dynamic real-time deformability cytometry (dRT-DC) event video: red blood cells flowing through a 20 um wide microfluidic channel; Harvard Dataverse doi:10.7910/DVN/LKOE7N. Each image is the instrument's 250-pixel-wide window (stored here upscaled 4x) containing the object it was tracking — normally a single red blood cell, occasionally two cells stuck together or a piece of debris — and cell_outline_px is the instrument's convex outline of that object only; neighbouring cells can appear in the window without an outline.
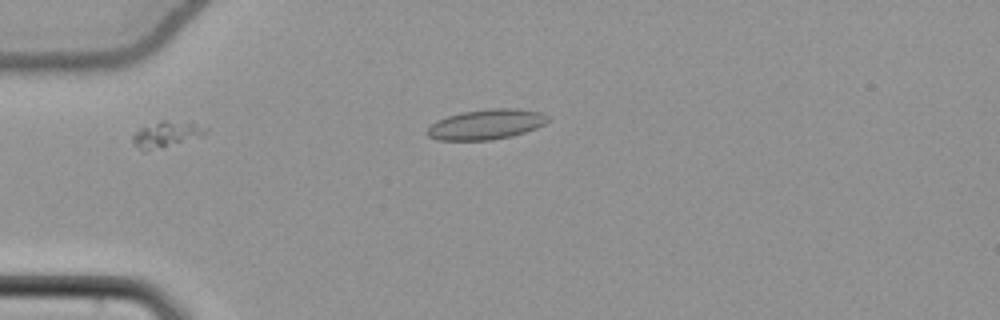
{"species": "common noctule bat (a hibernating species)", "species_latin": "Nyctalus noctula", "temperature_condition": "cold", "stored_images_in_passage": 21, "camera_frame_rate_fps": 3000, "um_per_image_px": 0.085, "animal": {"sex": "female", "body_mass_g": 22.7, "forearm_length_mm": 54.2}, "frame": {"image": 1, "passage_image": 15, "time_ms": 4.667, "image_size_px": [1000, 320], "cell_outline_px": [[208, 132], [204, 136], [160, 148], [144, 152], [132, 140], [132, 136], [140, 128], [160, 120], [192, 120], [208, 128]], "centroid_in_image_um": [14.25, 11.37], "position_along_channel_um": 70.8, "area_um2": 11.39}}
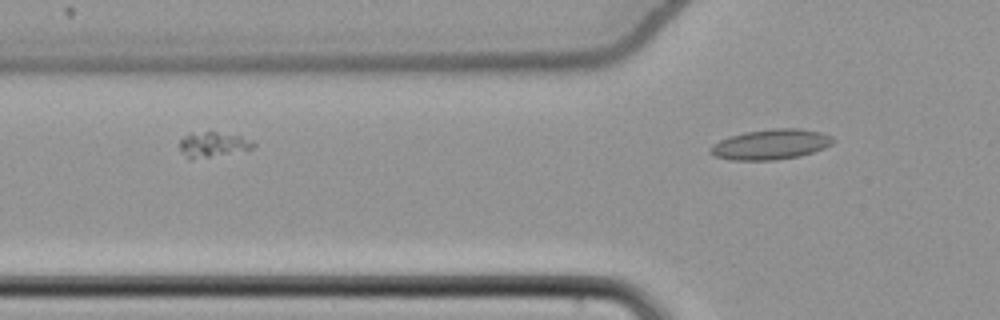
{"frame": {"image": 2, "passage_image": 18, "time_ms": 5.667, "image_size_px": [1000, 320], "cell_outline_px": [[256, 144], [252, 148], [188, 160], [180, 148], [180, 140], [188, 132], [216, 132], [240, 136], [252, 140]], "centroid_in_image_um": [18.05, 12.26], "position_along_channel_um": 107.8, "area_um2": 10.46}}